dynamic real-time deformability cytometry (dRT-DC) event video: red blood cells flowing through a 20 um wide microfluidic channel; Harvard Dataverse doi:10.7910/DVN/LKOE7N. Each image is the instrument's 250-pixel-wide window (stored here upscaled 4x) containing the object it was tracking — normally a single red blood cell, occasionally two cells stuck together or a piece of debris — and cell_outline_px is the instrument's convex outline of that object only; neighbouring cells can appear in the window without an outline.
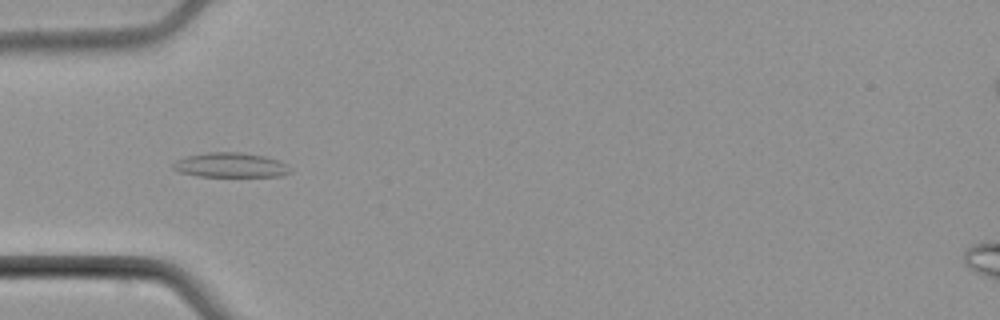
{"species": "common noctule bat (a hibernating species)", "species_latin": "Nyctalus noctula", "temperature_condition": "cold", "stored_images_in_passage": 7, "camera_frame_rate_fps": 3000, "um_per_image_px": 0.085, "animal": {"sex": "male", "body_mass_g": 21.5, "forearm_length_mm": 52.0}, "frame": {"image": 1, "passage_image": 6, "time_ms": 6.0, "image_size_px": [1000, 320], "cell_outline_px": [[292, 172], [280, 176], [196, 176], [180, 172], [172, 168], [172, 164], [176, 160], [188, 156], [208, 152], [240, 152], [264, 156], [276, 160], [284, 164]], "centroid_in_image_um": [19.55, 14.03], "position_along_channel_um": 65.5, "area_um2": 16.59}}
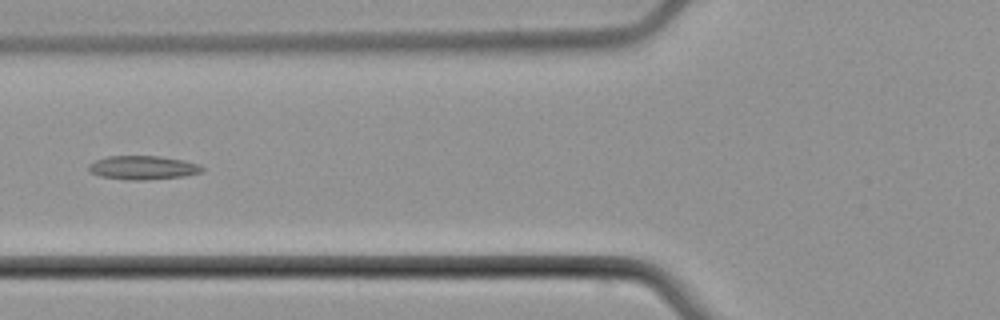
{"frame": {"image": 2, "passage_image": 7, "time_ms": 7.333, "image_size_px": [1000, 320], "cell_outline_px": [[204, 172], [184, 176], [144, 180], [128, 180], [100, 176], [92, 172], [88, 168], [88, 164], [96, 160], [108, 156], [160, 156], [200, 164], [204, 168]], "centroid_in_image_um": [12.17, 14.25], "position_along_channel_um": 113.6, "area_um2": 15.66}}